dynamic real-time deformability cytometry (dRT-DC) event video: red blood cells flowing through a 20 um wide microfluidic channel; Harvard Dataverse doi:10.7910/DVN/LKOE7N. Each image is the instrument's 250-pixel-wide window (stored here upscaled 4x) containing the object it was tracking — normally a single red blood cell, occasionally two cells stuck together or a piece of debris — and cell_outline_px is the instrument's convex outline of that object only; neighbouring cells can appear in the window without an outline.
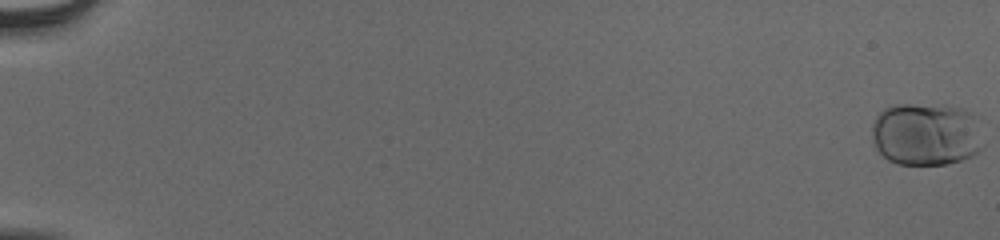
{"species": "human", "species_latin": "Homo sapiens", "temperature_condition": "cold", "stored_images_in_passage": 57, "camera_frame_rate_fps": 3000, "um_per_image_px": 0.085, "donor": {"sex": "male"}, "frame": {"image": 1, "passage_image": 1, "time_ms": 0.0, "image_size_px": [1000, 240], "cell_outline_px": [[984, 148], [972, 156], [948, 164], [896, 164], [888, 160], [876, 148], [872, 140], [872, 124], [876, 116], [884, 108], [892, 104], [944, 104], [964, 108], [972, 112], [976, 116]], "centroid_in_image_um": [78.74, 11.38], "position_along_channel_um": 6.3, "area_um2": 41.67}}
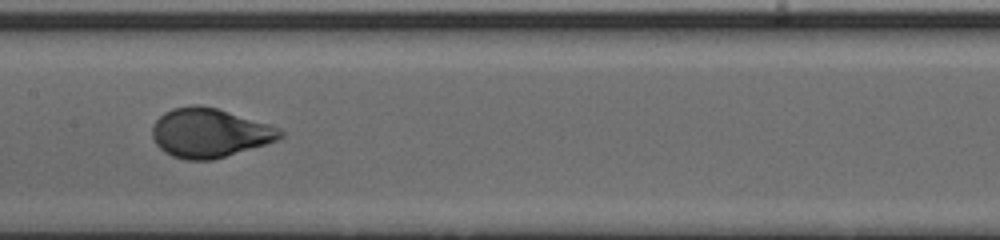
{"frame": {"image": 2, "passage_image": 32, "time_ms": 10.333, "image_size_px": [1000, 240], "cell_outline_px": [[284, 136], [276, 140], [264, 144], [212, 160], [184, 160], [172, 156], [164, 152], [156, 144], [152, 136], [152, 124], [164, 112], [172, 108], [192, 104], [200, 104], [216, 108], [268, 124], [280, 128], [284, 132]], "centroid_in_image_um": [17.76, 11.29], "position_along_channel_um": 189.6, "area_um2": 36.53}}
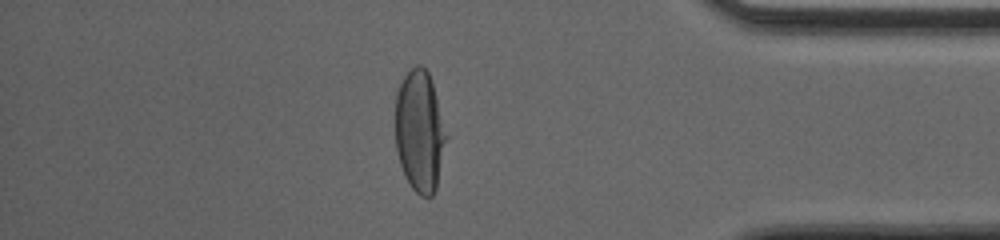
{"frame": {"image": 3, "passage_image": 50, "time_ms": 16.333, "image_size_px": [1000, 240], "cell_outline_px": [[448, 136], [436, 188], [432, 196], [420, 196], [412, 188], [400, 164], [396, 148], [396, 92], [404, 76], [416, 64], [420, 64], [428, 72], [432, 84]], "centroid_in_image_um": [35.68, 11.16], "position_along_channel_um": 399.5, "area_um2": 35.78}, "authors_computed_cell_mechanics": {"area_um2": 37.1076, "velocity_mm_per_s": 3.8797, "shape_relaxation_time_tau1_ms": 4.1021, "shape_relaxation_time_tau2_ms": null, "deformation_change_tau1": 0.1896, "deformation_change_tau2": null}}